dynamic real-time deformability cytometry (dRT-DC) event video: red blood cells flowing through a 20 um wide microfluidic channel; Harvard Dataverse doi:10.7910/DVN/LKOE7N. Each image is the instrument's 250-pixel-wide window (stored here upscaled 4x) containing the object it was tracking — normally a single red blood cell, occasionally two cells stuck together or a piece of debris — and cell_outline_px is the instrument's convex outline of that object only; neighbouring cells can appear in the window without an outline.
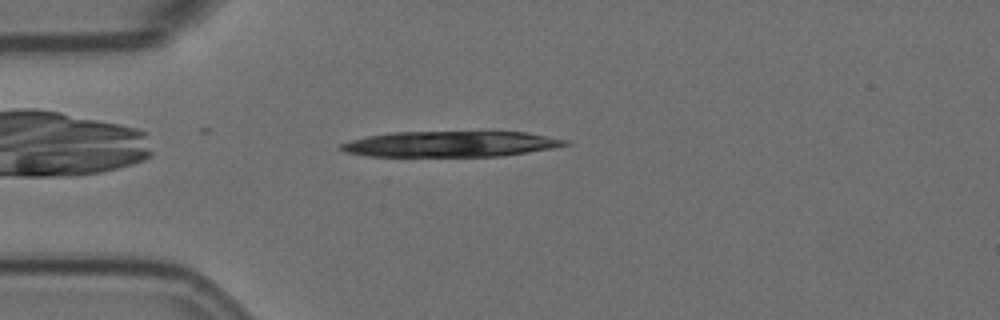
{"species": "Egyptian fruit bat (a non-hibernating species)", "species_latin": "Rousettus aegyptiacus", "temperature_condition": "room temperature", "stored_images_in_passage": 3, "camera_frame_rate_fps": 3000, "um_per_image_px": 0.085, "animal": {"sex": "female"}, "frame": {"image": 1, "passage_image": 1, "time_ms": 0.0, "image_size_px": [1000, 320], "cell_outline_px": [[572, 144], [556, 148], [504, 156], [368, 156], [344, 152], [336, 148], [340, 144], [352, 140], [368, 136], [388, 132], [528, 132], [572, 140]], "centroid_in_image_um": [38.39, 12.24], "position_along_channel_um": 46.6, "area_um2": 34.04}}
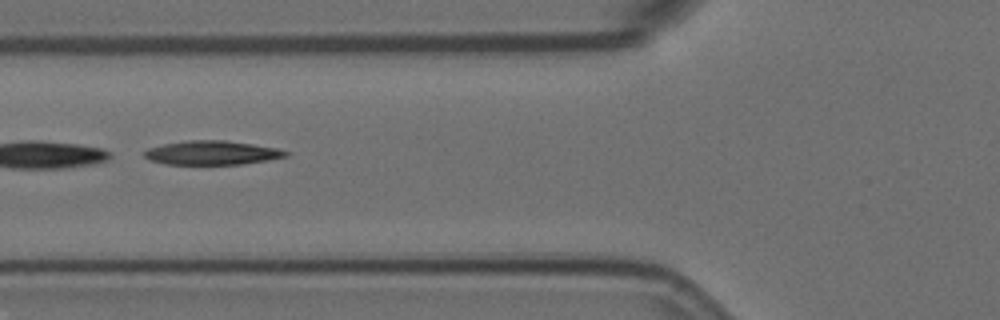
{"frame": {"image": 2, "passage_image": 3, "time_ms": 0.667, "image_size_px": [1000, 320], "cell_outline_px": [[292, 152], [288, 156], [268, 160], [240, 164], [164, 164], [148, 160], [144, 156], [144, 152], [148, 148], [164, 144], [188, 140], [224, 140], [252, 144], [276, 148]], "centroid_in_image_um": [18.02, 12.99], "position_along_channel_um": 107.8, "area_um2": 19.77}}